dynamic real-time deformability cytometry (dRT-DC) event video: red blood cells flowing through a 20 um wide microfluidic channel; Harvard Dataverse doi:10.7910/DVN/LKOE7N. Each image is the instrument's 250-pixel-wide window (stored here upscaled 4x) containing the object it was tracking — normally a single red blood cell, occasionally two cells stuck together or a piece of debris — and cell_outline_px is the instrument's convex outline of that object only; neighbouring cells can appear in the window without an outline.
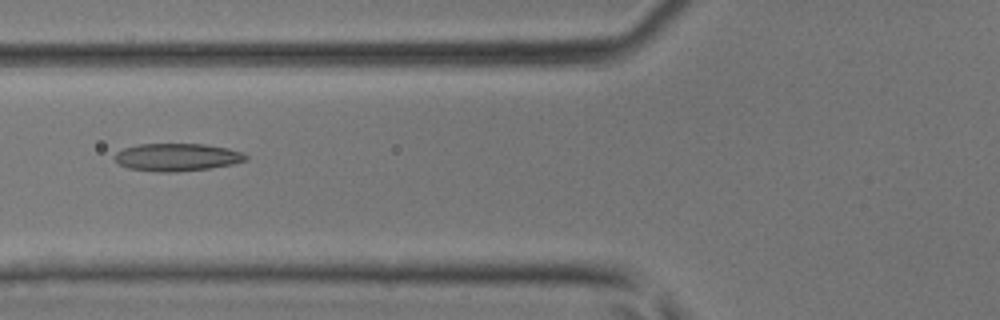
{"species": "common noctule bat (a hibernating species)", "species_latin": "Nyctalus noctula", "temperature_condition": "room temperature", "stored_images_in_passage": 45, "camera_frame_rate_fps": 3000, "um_per_image_px": 0.085, "animal": {"sex": "male", "body_mass_g": 17.9, "forearm_length_mm": 54.2}, "frame": {"image": 1, "passage_image": 18, "time_ms": 5.667, "image_size_px": [1000, 320], "cell_outline_px": [[248, 160], [232, 164], [208, 168], [176, 172], [160, 172], [128, 168], [120, 164], [116, 160], [116, 152], [124, 148], [140, 144], [204, 144], [228, 148], [244, 152], [248, 156]], "centroid_in_image_um": [15.1, 13.36], "position_along_channel_um": 110.7, "area_um2": 21.04}}
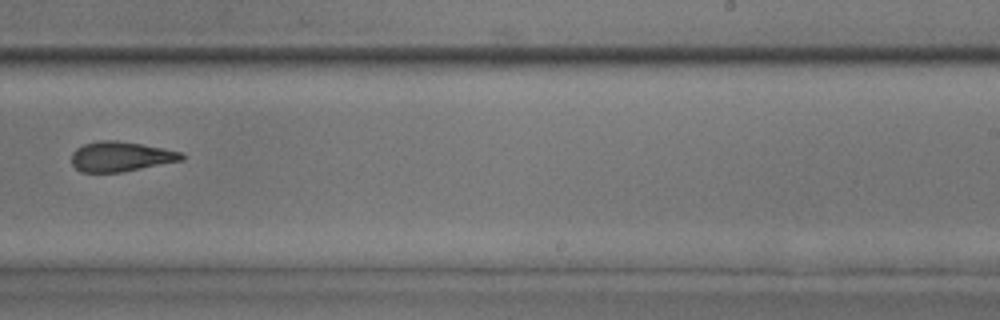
{"frame": {"image": 2, "passage_image": 29, "time_ms": 9.333, "image_size_px": [1000, 320], "cell_outline_px": [[184, 160], [120, 172], [80, 172], [72, 164], [72, 152], [76, 148], [84, 144], [100, 140], [116, 140], [144, 144], [184, 152]], "centroid_in_image_um": [10.28, 13.29], "position_along_channel_um": 278.7, "area_um2": 19.31}}
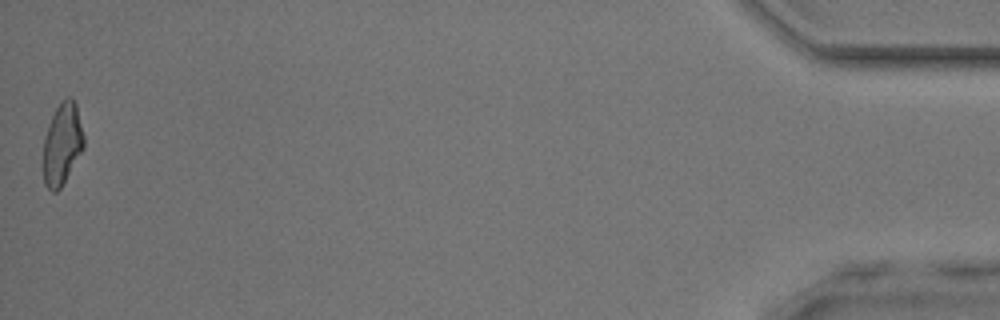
{"frame": {"image": 3, "passage_image": 45, "time_ms": 14.667, "image_size_px": [1000, 320], "cell_outline_px": [[84, 148], [60, 188], [56, 192], [52, 192], [44, 184], [44, 140], [48, 124], [56, 108], [68, 96], [72, 96], [76, 104], [84, 136]], "centroid_in_image_um": [5.3, 12.23], "position_along_channel_um": 429.9, "area_um2": 19.07}}